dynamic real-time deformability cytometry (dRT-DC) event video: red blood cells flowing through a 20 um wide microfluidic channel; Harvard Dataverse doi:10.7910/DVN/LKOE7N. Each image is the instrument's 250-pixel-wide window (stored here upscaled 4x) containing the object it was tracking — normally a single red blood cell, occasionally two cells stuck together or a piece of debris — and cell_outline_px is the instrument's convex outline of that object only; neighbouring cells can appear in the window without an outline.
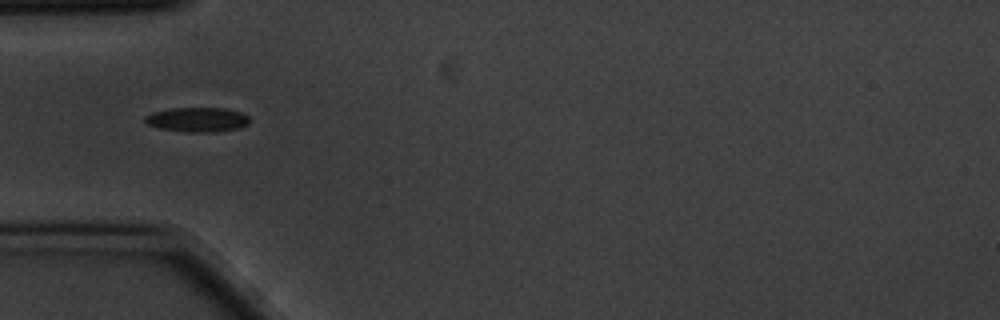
{"species": "common noctule bat (a hibernating species)", "species_latin": "Nyctalus noctula", "temperature_condition": "cold", "stored_images_in_passage": 3, "camera_frame_rate_fps": 3000, "um_per_image_px": 0.085, "animal": {"sex": "male", "body_mass_g": 20.1, "forearm_length_mm": 53.5}, "frame": {"image": 1, "passage_image": 1, "time_ms": 0.0, "image_size_px": [1000, 320], "cell_outline_px": [[248, 124], [240, 128], [216, 132], [188, 132], [156, 128], [148, 124], [144, 120], [144, 116], [152, 112], [172, 108], [224, 108], [240, 112], [248, 116]], "centroid_in_image_um": [16.75, 10.17], "position_along_channel_um": 68.2, "area_um2": 15.03}}